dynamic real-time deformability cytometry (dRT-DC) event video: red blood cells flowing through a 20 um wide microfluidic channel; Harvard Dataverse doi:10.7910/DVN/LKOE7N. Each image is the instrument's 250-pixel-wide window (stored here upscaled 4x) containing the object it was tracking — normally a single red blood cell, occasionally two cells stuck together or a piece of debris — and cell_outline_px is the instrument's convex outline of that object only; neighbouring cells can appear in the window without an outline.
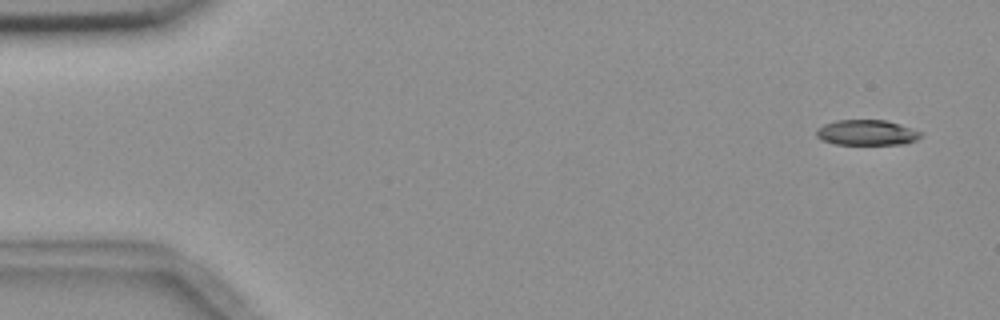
{"species": "common noctule bat (a hibernating species)", "species_latin": "Nyctalus noctula", "temperature_condition": "room temperature", "stored_images_in_passage": 3, "camera_frame_rate_fps": 3000, "um_per_image_px": 0.085, "animal": {"sex": "female", "body_mass_g": 18.4}, "frame": {"image": 1, "passage_image": 1, "time_ms": 0.0, "image_size_px": [1000, 320], "cell_outline_px": [[924, 136], [916, 140], [904, 144], [836, 144], [824, 140], [816, 136], [816, 128], [824, 124], [836, 120], [884, 120], [900, 124], [924, 132]], "centroid_in_image_um": [73.72, 11.26], "position_along_channel_um": 11.3, "area_um2": 15.55}}